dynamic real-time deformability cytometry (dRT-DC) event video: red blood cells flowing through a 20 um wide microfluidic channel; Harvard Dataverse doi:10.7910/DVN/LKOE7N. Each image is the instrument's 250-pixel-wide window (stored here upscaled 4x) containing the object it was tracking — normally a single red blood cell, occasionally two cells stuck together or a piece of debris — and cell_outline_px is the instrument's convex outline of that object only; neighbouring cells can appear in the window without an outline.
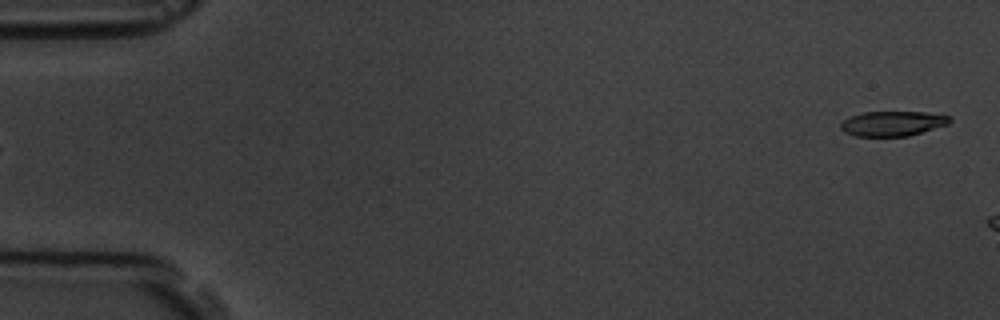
{"species": "common noctule bat (a hibernating species)", "species_latin": "Nyctalus noctula", "temperature_condition": "room temperature", "stored_images_in_passage": 3, "camera_frame_rate_fps": 3000, "um_per_image_px": 0.085, "animal": {"sex": "male", "body_mass_g": 19.5, "forearm_length_mm": 54.6}, "frame": {"image": 1, "passage_image": 3, "time_ms": 2.333, "image_size_px": [1000, 320], "cell_outline_px": [[952, 120], [948, 124], [908, 136], [856, 136], [844, 132], [840, 128], [840, 124], [848, 116], [864, 112], [924, 112], [948, 116]], "centroid_in_image_um": [75.83, 10.5], "position_along_channel_um": 9.2, "area_um2": 15.72}}